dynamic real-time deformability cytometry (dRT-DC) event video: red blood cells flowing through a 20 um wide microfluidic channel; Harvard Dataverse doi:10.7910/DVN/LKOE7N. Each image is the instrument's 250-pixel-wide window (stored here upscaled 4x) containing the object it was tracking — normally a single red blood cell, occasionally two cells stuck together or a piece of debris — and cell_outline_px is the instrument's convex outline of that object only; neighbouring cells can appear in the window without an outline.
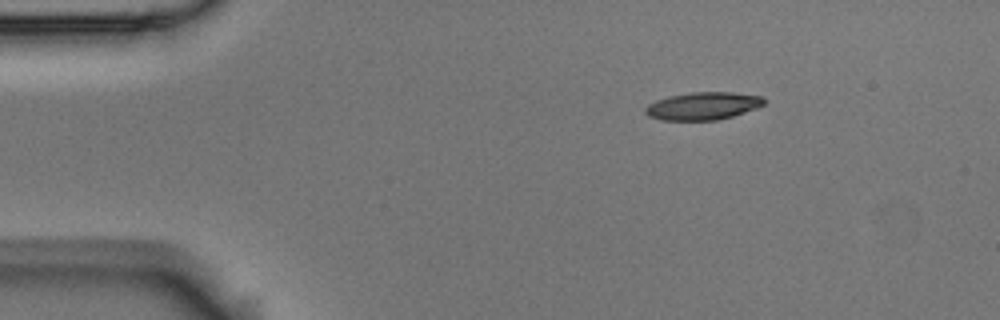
{"species": "Egyptian fruit bat (a non-hibernating species)", "species_latin": "Rousettus aegyptiacus", "temperature_condition": "room temperature", "stored_images_in_passage": 2, "camera_frame_rate_fps": 3000, "um_per_image_px": 0.085, "animal": {"sex": "male"}, "frame": {"image": 1, "passage_image": 2, "time_ms": 0.333, "image_size_px": [1000, 320], "cell_outline_px": [[764, 104], [756, 108], [732, 116], [716, 120], [660, 120], [648, 116], [644, 112], [644, 108], [648, 104], [656, 100], [668, 96], [692, 92], [732, 92], [764, 96]], "centroid_in_image_um": [59.72, 9.0], "position_along_channel_um": 25.3, "area_um2": 19.19}}